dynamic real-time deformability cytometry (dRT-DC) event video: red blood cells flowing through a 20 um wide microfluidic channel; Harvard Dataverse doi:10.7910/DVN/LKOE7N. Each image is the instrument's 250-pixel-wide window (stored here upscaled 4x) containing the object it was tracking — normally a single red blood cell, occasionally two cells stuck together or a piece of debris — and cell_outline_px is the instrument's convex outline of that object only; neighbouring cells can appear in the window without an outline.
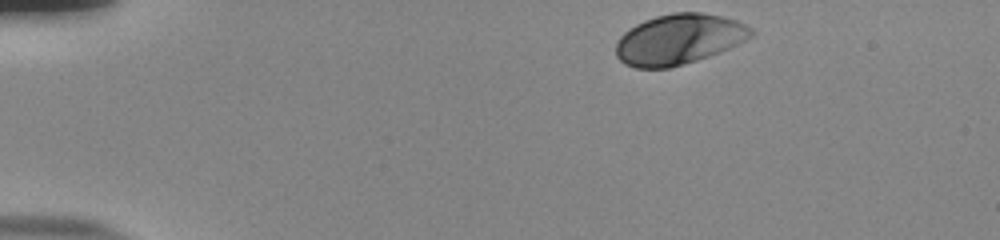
{"species": "human", "species_latin": "Homo sapiens", "temperature_condition": "room temperature", "stored_images_in_passage": 39, "camera_frame_rate_fps": 3000, "um_per_image_px": 0.085, "donor": {"sex": "male"}, "frame": {"image": 1, "passage_image": 1, "time_ms": 0.0, "image_size_px": [1000, 240], "cell_outline_px": [[756, 32], [752, 36], [720, 52], [684, 64], [668, 68], [636, 68], [624, 64], [616, 56], [616, 44], [620, 36], [628, 28], [644, 20], [656, 16], [672, 12], [704, 12], [736, 20], [752, 28]], "centroid_in_image_um": [57.68, 3.33], "position_along_channel_um": 27.3, "area_um2": 39.71}}
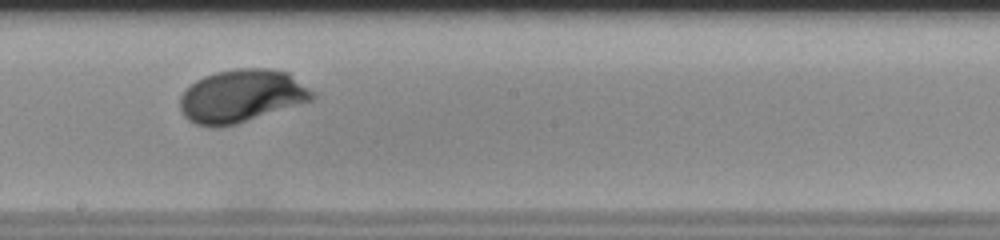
{"frame": {"image": 2, "passage_image": 24, "time_ms": 7.667, "image_size_px": [1000, 240], "cell_outline_px": [[316, 96], [312, 100], [236, 124], [208, 128], [196, 124], [188, 120], [184, 116], [180, 108], [180, 96], [196, 80], [204, 76], [216, 72], [236, 68], [268, 68], [288, 72], [316, 92]], "centroid_in_image_um": [20.54, 8.15], "position_along_channel_um": 227.7, "area_um2": 40.81}}
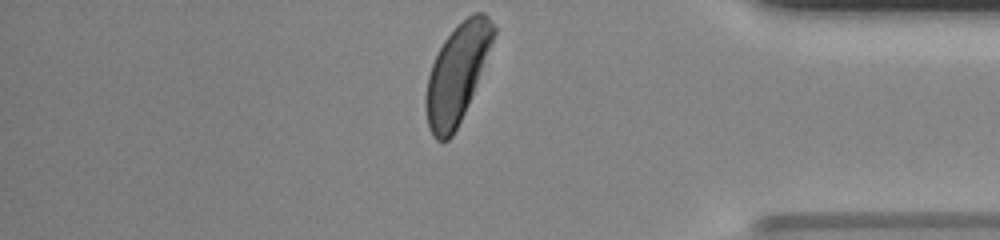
{"frame": {"image": 3, "passage_image": 39, "time_ms": 12.667, "image_size_px": [1000, 240], "cell_outline_px": [[496, 32], [468, 104], [452, 136], [448, 140], [436, 140], [432, 136], [428, 128], [424, 104], [424, 96], [428, 76], [432, 64], [444, 40], [472, 12], [484, 12], [488, 16], [496, 28]], "centroid_in_image_um": [38.82, 6.28], "position_along_channel_um": 396.4, "area_um2": 37.92}, "authors_computed_cell_mechanics": {"area_um2": 39.4774, "velocity_mm_per_s": 3.7721, "shape_relaxation_time_tau1_ms": 2.4201, "shape_relaxation_time_tau2_ms": null, "deformation_change_tau1": 0.15, "deformation_change_tau2": null}}